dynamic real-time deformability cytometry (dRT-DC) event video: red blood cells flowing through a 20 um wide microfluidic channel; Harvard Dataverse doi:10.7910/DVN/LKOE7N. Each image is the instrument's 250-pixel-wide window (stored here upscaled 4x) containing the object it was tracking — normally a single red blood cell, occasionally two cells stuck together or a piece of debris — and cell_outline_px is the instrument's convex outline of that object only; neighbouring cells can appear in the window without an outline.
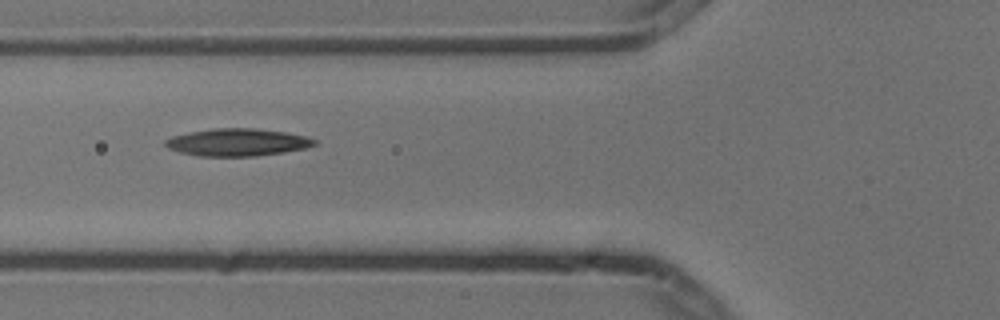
{"species": "common noctule bat (a hibernating species)", "species_latin": "Nyctalus noctula", "temperature_condition": "cold", "stored_images_in_passage": 10, "camera_frame_rate_fps": 3000, "um_per_image_px": 0.085, "animal": {"sex": "male", "body_mass_g": 13.3}, "frame": {"image": 1, "passage_image": 5, "time_ms": 1.333, "image_size_px": [1000, 320], "cell_outline_px": [[316, 144], [304, 148], [284, 152], [256, 156], [200, 156], [180, 152], [168, 148], [164, 144], [164, 140], [172, 136], [188, 132], [212, 128], [256, 128], [284, 132], [304, 136], [316, 140]], "centroid_in_image_um": [20.13, 12.09], "position_along_channel_um": 105.7, "area_um2": 23.76}}
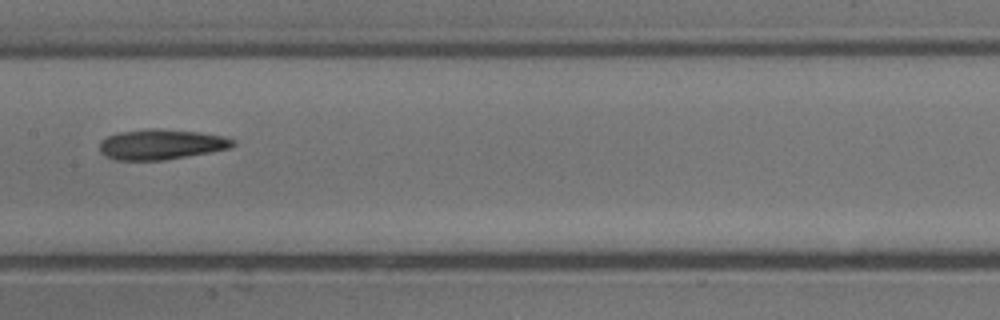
{"frame": {"image": 2, "passage_image": 7, "time_ms": 2.0, "image_size_px": [1000, 320], "cell_outline_px": [[236, 144], [228, 148], [208, 152], [164, 160], [116, 160], [100, 152], [100, 140], [116, 132], [152, 128], [156, 128], [200, 132], [224, 136], [236, 140]], "centroid_in_image_um": [13.69, 12.26], "position_along_channel_um": 193.7, "area_um2": 23.47}}
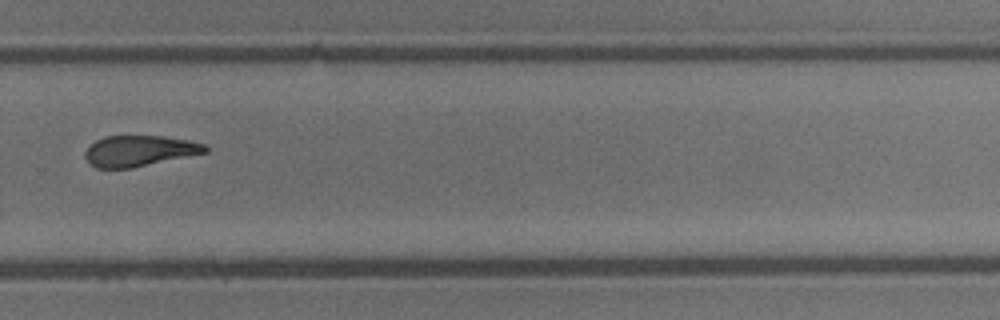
{"frame": {"image": 3, "passage_image": 10, "time_ms": 3.0, "image_size_px": [1000, 320], "cell_outline_px": [[208, 152], [132, 168], [96, 168], [84, 156], [84, 152], [96, 140], [104, 136], [164, 136], [188, 140], [204, 144], [208, 148]], "centroid_in_image_um": [11.85, 12.82], "position_along_channel_um": 317.9, "area_um2": 21.44}}